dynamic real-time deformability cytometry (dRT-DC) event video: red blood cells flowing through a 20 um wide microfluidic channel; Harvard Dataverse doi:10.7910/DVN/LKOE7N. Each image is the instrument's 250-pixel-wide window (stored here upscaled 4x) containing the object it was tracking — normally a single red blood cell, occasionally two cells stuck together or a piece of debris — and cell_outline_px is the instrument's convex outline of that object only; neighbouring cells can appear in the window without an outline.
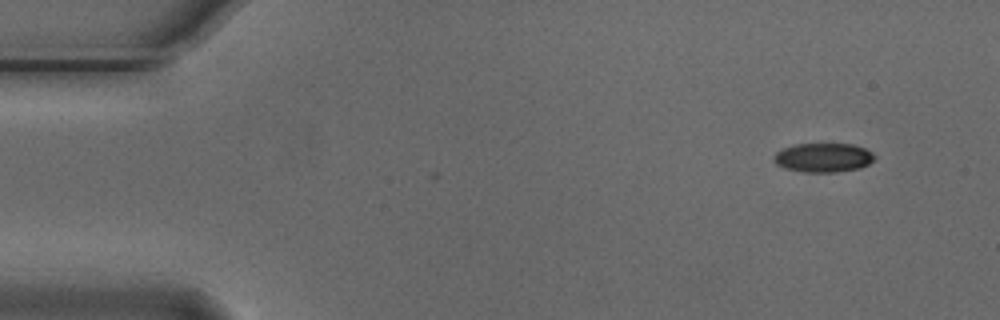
{"species": "Egyptian fruit bat (a non-hibernating species)", "species_latin": "Rousettus aegyptiacus", "temperature_condition": "cold", "stored_images_in_passage": 2, "camera_frame_rate_fps": 3000, "um_per_image_px": 0.085, "animal": {"sex": "male"}, "frame": {"image": 1, "passage_image": 2, "time_ms": 0.333, "image_size_px": [1000, 320], "cell_outline_px": [[876, 156], [868, 164], [860, 168], [836, 172], [804, 172], [788, 168], [776, 164], [772, 160], [772, 156], [776, 152], [784, 148], [796, 144], [852, 144], [864, 148], [872, 152]], "centroid_in_image_um": [69.97, 13.39], "position_along_channel_um": 15.0, "area_um2": 16.99}}